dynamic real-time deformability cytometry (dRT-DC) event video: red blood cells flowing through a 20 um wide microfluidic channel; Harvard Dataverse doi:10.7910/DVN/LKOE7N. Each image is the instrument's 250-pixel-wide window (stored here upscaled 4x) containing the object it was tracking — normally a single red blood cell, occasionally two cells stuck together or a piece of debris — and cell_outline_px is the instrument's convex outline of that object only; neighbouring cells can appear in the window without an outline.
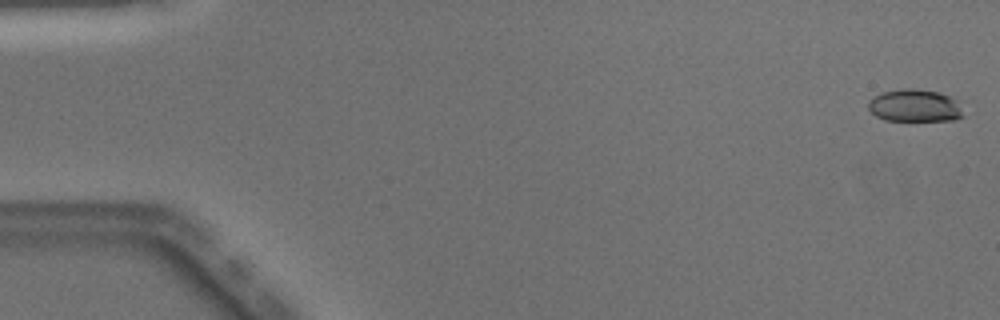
{"species": "Egyptian fruit bat (a non-hibernating species)", "species_latin": "Rousettus aegyptiacus", "temperature_condition": "warm", "stored_images_in_passage": 50, "camera_frame_rate_fps": 3000, "um_per_image_px": 0.085, "animal": {"sex": "male"}, "frame": {"image": 1, "passage_image": 1, "time_ms": 0.0, "image_size_px": [1000, 320], "cell_outline_px": [[964, 116], [956, 120], [884, 120], [876, 116], [868, 108], [868, 100], [884, 92], [904, 88], [916, 88], [940, 92], [956, 100]], "centroid_in_image_um": [77.75, 8.98], "position_along_channel_um": 7.2, "area_um2": 17.86}}
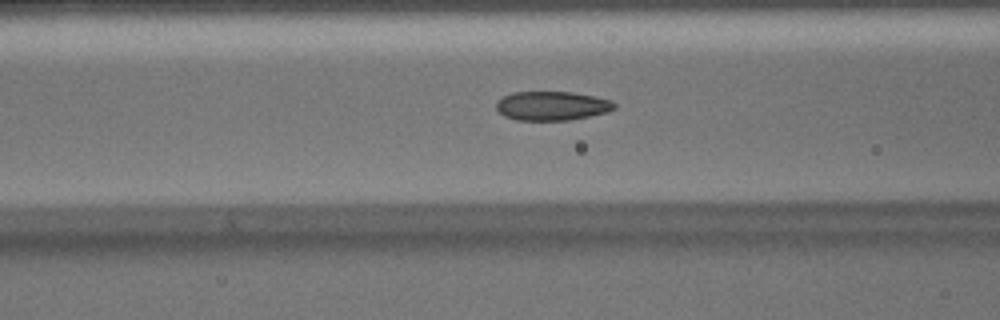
{"frame": {"image": 2, "passage_image": 20, "time_ms": 6.333, "image_size_px": [1000, 320], "cell_outline_px": [[616, 108], [608, 112], [568, 120], [516, 120], [504, 116], [496, 108], [496, 100], [512, 92], [572, 92], [596, 96], [612, 100], [616, 104]], "centroid_in_image_um": [46.93, 8.99], "position_along_channel_um": 119.7, "area_um2": 20.11}}
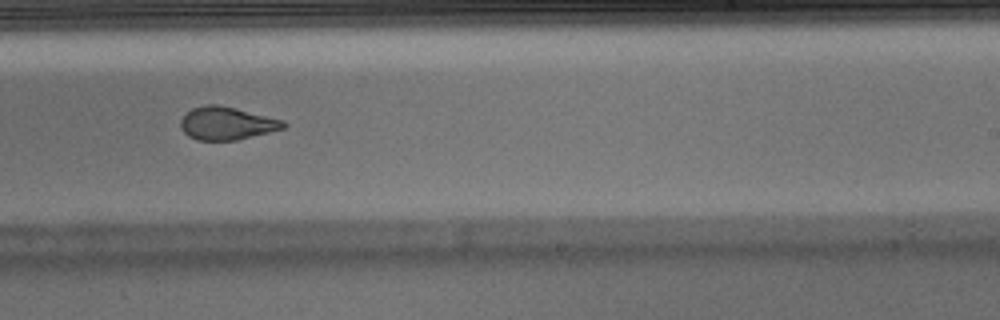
{"frame": {"image": 3, "passage_image": 31, "time_ms": 10.0, "image_size_px": [1000, 320], "cell_outline_px": [[288, 124], [284, 128], [236, 140], [196, 140], [188, 136], [180, 128], [180, 120], [192, 108], [204, 104], [216, 104], [236, 108], [284, 120]], "centroid_in_image_um": [19.26, 10.47], "position_along_channel_um": 269.7, "area_um2": 19.71}, "authors_computed_cell_mechanics": {"area_um2": 20.4034, "velocity_mm_per_s": 4.0886, "shape_relaxation_time_tau1_ms": null, "shape_relaxation_time_tau2_ms": 1.3559, "deformation_change_tau1": null, "deformation_change_tau2": 0.0818}}